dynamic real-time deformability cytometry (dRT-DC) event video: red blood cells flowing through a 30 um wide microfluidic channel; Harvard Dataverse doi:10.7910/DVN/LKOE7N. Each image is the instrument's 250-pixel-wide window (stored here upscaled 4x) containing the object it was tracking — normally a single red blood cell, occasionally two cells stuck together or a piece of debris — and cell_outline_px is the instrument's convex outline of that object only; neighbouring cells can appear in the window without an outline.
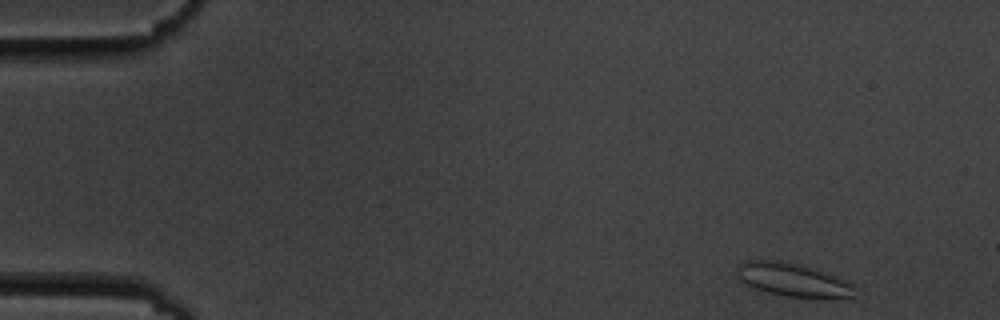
{"species": "common noctule bat (a hibernating species)", "species_latin": "Nyctalus noctula", "temperature_condition": "cold", "stored_images_in_passage": 14, "camera_frame_rate_fps": 3000, "um_per_image_px": 0.085, "animal": {"sex": "male", "body_mass_g": 19.5, "forearm_length_mm": 54.6}, "frame": {"image": 1, "passage_image": 1, "time_ms": 0.0, "image_size_px": [1000, 320], "cell_outline_px": [[852, 296], [784, 296], [768, 292], [744, 284], [740, 280], [736, 272], [736, 268], [744, 260], [780, 260], [796, 264], [844, 280], [852, 284]], "centroid_in_image_um": [67.21, 23.75], "position_along_channel_um": 17.8, "area_um2": 21.68}}
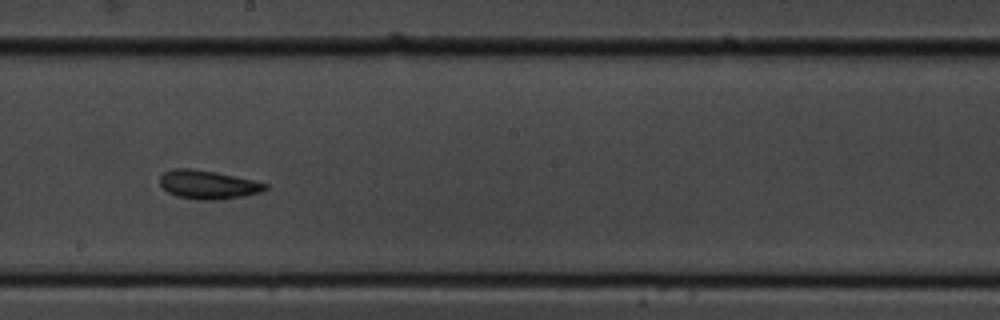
{"frame": {"image": 2, "passage_image": 8, "time_ms": 9.0, "image_size_px": [1000, 320], "cell_outline_px": [[268, 188], [260, 192], [244, 196], [220, 200], [196, 200], [176, 196], [168, 192], [160, 184], [160, 176], [164, 172], [172, 168], [188, 168], [216, 172], [252, 180], [268, 184]], "centroid_in_image_um": [17.66, 15.7], "position_along_channel_um": 230.5, "area_um2": 17.63}}
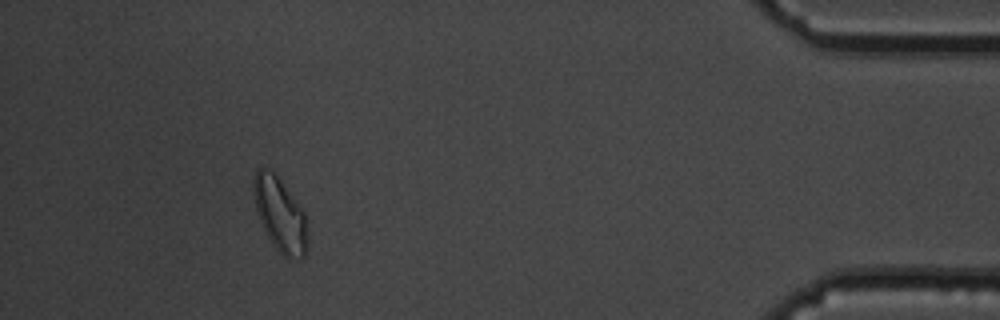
{"frame": {"image": 3, "passage_image": 13, "time_ms": 15.667, "image_size_px": [1000, 320], "cell_outline_px": [[308, 244], [304, 256], [300, 260], [284, 256], [272, 244], [256, 212], [252, 192], [252, 180], [256, 168], [264, 164], [272, 168], [276, 172], [304, 212], [308, 240]], "centroid_in_image_um": [23.76, 18.13], "position_along_channel_um": 411.4, "area_um2": 23.87}, "authors_computed_cell_mechanics": {"area_um2": 18.207, "velocity_mm_per_s": 3.5316, "shape_relaxation_time_tau1_ms": 4.285, "shape_relaxation_time_tau2_ms": 1.8217, "deformation_change_tau1": 0.107, "deformation_change_tau2": 0.0366}}